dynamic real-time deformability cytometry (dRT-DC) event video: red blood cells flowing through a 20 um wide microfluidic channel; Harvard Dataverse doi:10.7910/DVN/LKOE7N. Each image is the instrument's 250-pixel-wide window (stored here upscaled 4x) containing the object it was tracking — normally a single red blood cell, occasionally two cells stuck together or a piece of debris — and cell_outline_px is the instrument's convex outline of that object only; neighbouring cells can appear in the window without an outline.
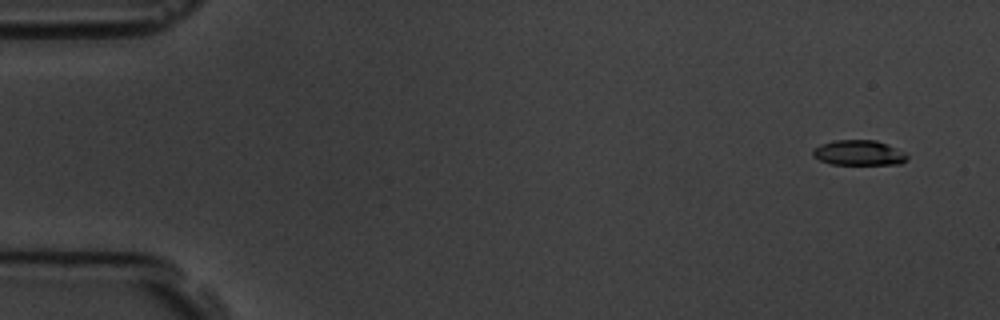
{"species": "common noctule bat (a hibernating species)", "species_latin": "Nyctalus noctula", "temperature_condition": "room temperature", "stored_images_in_passage": 5, "camera_frame_rate_fps": 3000, "um_per_image_px": 0.085, "animal": {"sex": "male", "body_mass_g": 19.5, "forearm_length_mm": 54.6}, "frame": {"image": 1, "passage_image": 1, "time_ms": 0.0, "image_size_px": [1000, 320], "cell_outline_px": [[908, 160], [900, 164], [832, 164], [820, 160], [812, 156], [812, 148], [820, 144], [836, 140], [876, 140], [888, 144], [904, 152], [908, 156]], "centroid_in_image_um": [72.99, 12.98], "position_along_channel_um": 12.0, "area_um2": 13.93}}
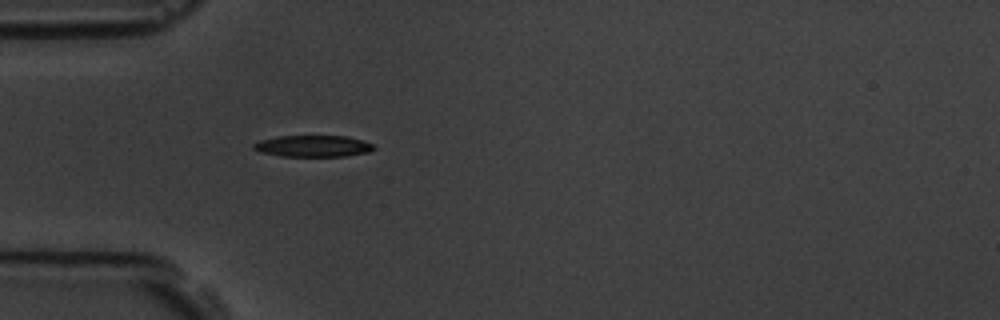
{"frame": {"image": 2, "passage_image": 5, "time_ms": 4.667, "image_size_px": [1000, 320], "cell_outline_px": [[376, 148], [368, 152], [344, 156], [280, 156], [260, 152], [252, 148], [252, 144], [260, 140], [276, 136], [348, 136], [364, 140], [372, 144]], "centroid_in_image_um": [26.59, 12.41], "position_along_channel_um": 58.4, "area_um2": 15.14}}